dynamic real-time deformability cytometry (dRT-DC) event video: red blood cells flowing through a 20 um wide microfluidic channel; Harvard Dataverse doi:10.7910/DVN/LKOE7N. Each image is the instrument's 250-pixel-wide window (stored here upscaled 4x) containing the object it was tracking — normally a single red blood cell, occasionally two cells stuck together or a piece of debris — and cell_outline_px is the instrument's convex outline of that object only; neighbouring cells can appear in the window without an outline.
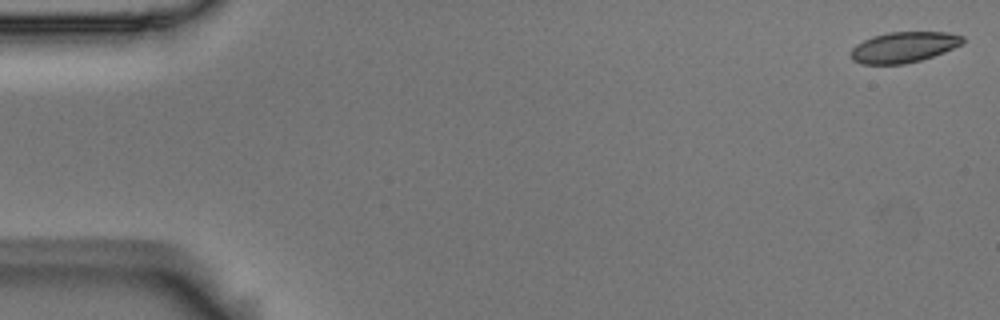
{"species": "Egyptian fruit bat (a non-hibernating species)", "species_latin": "Rousettus aegyptiacus", "temperature_condition": "room temperature", "stored_images_in_passage": 56, "camera_frame_rate_fps": 3000, "um_per_image_px": 0.085, "animal": {"sex": "male"}, "frame": {"image": 1, "passage_image": 1, "time_ms": 0.0, "image_size_px": [1000, 320], "cell_outline_px": [[964, 44], [944, 52], [920, 60], [904, 64], [860, 64], [852, 60], [848, 52], [856, 44], [872, 36], [888, 32], [948, 32], [964, 36]], "centroid_in_image_um": [76.8, 4.01], "position_along_channel_um": 8.2, "area_um2": 20.23}}
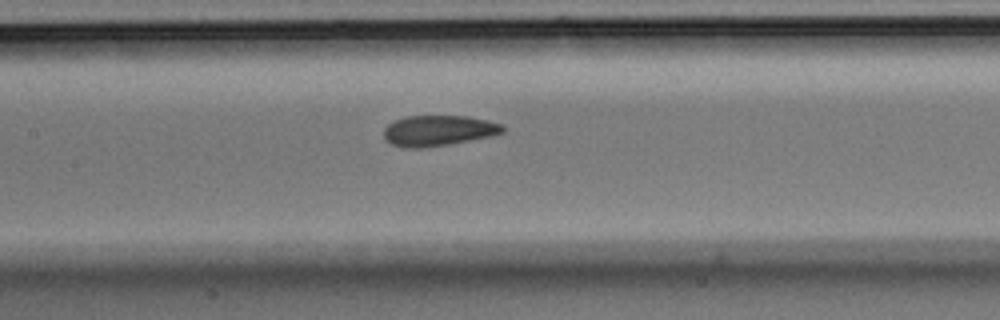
{"frame": {"image": 2, "passage_image": 26, "time_ms": 8.333, "image_size_px": [1000, 320], "cell_outline_px": [[504, 132], [492, 136], [448, 144], [424, 148], [404, 148], [392, 144], [384, 140], [384, 128], [388, 124], [396, 120], [408, 116], [468, 116], [504, 124]], "centroid_in_image_um": [37.26, 11.11], "position_along_channel_um": 170.1, "area_um2": 21.27}}
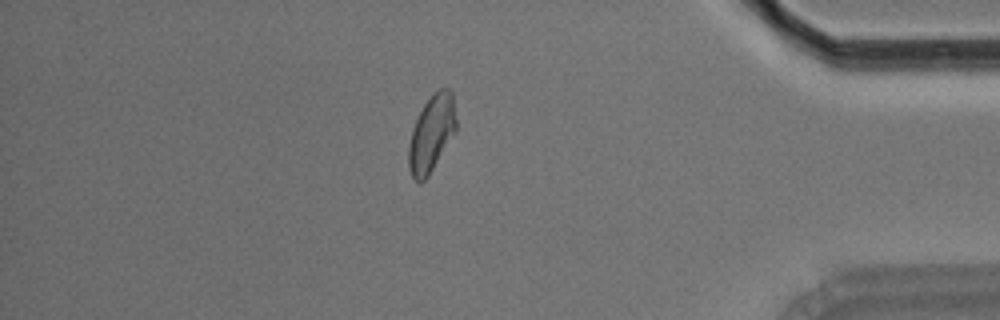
{"frame": {"image": 3, "passage_image": 48, "time_ms": 15.667, "image_size_px": [1000, 320], "cell_outline_px": [[456, 132], [428, 176], [424, 180], [416, 180], [412, 176], [408, 168], [408, 148], [412, 128], [424, 104], [440, 88], [448, 88], [452, 92], [456, 120]], "centroid_in_image_um": [36.68, 11.36], "position_along_channel_um": 398.5, "area_um2": 20.92}, "authors_computed_cell_mechanics": {"area_um2": 21.2415, "velocity_mm_per_s": 3.5924, "shape_relaxation_time_tau1_ms": 9.0543, "shape_relaxation_time_tau2_ms": 1.8082, "deformation_change_tau1": 0.1765, "deformation_change_tau2": 0.0764}}